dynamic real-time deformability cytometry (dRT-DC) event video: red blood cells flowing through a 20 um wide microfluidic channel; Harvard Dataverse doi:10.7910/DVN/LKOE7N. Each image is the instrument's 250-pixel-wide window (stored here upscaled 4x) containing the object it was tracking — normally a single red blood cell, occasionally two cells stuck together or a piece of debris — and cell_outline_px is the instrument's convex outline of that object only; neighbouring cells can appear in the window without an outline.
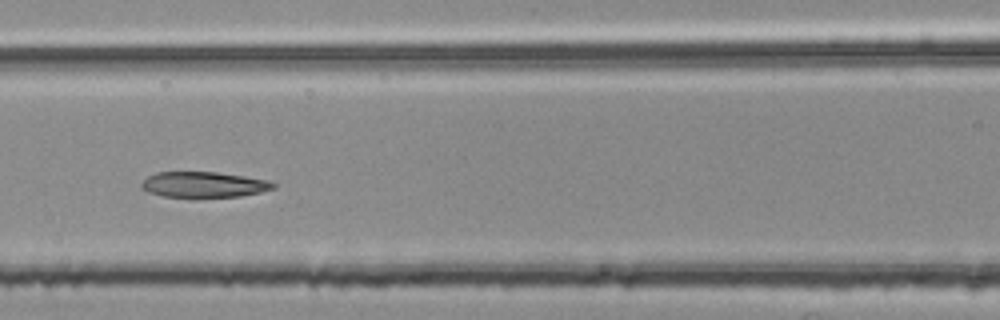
{"species": "common noctule bat (a hibernating species)", "species_latin": "Nyctalus noctula", "temperature_condition": "room temperature", "stored_images_in_passage": 50, "segment_of_instrument_passage": [2, 2], "camera_frame_rate_fps": 3000, "um_per_image_px": 0.085, "animal": {"sex": "female", "body_mass_g": 25.1}, "frame": {"image": 1, "passage_image": 23, "time_ms": 7.333, "image_size_px": [1000, 320], "cell_outline_px": [[276, 188], [260, 192], [240, 196], [192, 200], [164, 196], [148, 192], [140, 188], [140, 184], [148, 176], [156, 172], [216, 172], [244, 176], [268, 180], [276, 184]], "centroid_in_image_um": [17.29, 15.73], "position_along_channel_um": 149.3, "area_um2": 20.52}}
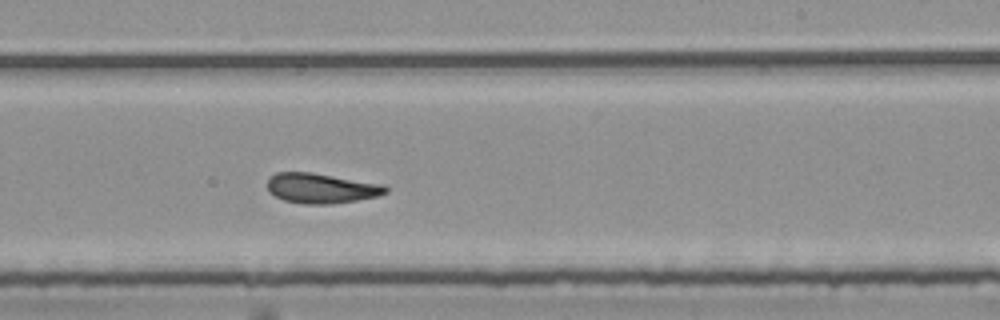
{"frame": {"image": 2, "passage_image": 32, "time_ms": 10.333, "image_size_px": [1000, 320], "cell_outline_px": [[388, 192], [376, 196], [356, 200], [328, 204], [304, 204], [284, 200], [268, 192], [268, 180], [276, 172], [312, 172], [384, 184], [388, 188]], "centroid_in_image_um": [27.31, 15.99], "position_along_channel_um": 261.7, "area_um2": 20.63}}
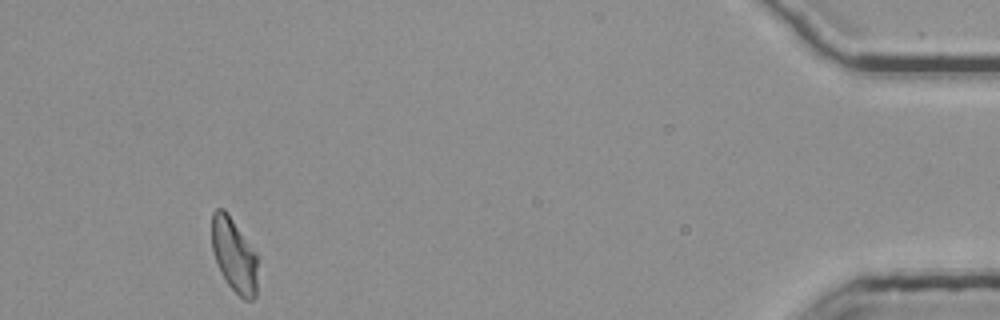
{"frame": {"image": 3, "passage_image": 50, "time_ms": 16.333, "image_size_px": [1000, 320], "cell_outline_px": [[256, 296], [252, 300], [244, 300], [224, 280], [216, 264], [212, 248], [212, 212], [216, 208], [224, 208], [228, 212], [256, 252]], "centroid_in_image_um": [19.87, 21.66], "position_along_channel_um": 415.3, "area_um2": 19.88}}